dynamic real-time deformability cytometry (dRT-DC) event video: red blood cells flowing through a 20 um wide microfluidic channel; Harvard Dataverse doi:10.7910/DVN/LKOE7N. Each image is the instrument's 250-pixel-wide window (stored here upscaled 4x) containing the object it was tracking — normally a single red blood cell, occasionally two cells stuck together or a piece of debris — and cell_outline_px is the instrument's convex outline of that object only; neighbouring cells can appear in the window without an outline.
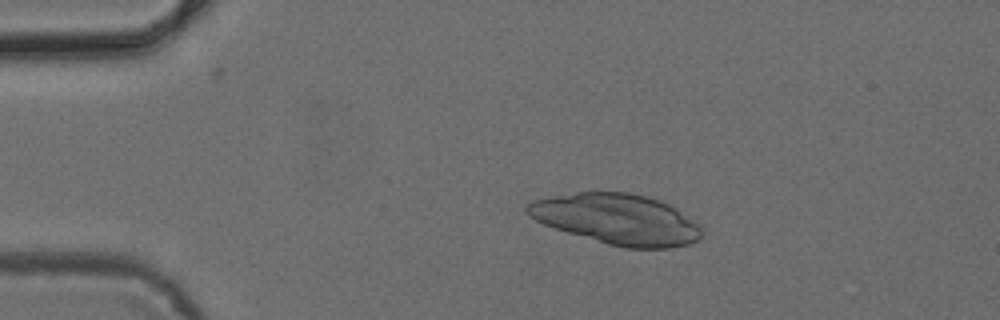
{"species": "common noctule bat (a hibernating species)", "species_latin": "Nyctalus noctula", "temperature_condition": "cold", "stored_images_in_passage": 15, "segment_of_instrument_passage": [1, 2], "camera_frame_rate_fps": 3000, "um_per_image_px": 0.085, "animal": {"sex": "female", "body_mass_g": 24.6, "forearm_length_mm": 56.2}, "frame": {"image": 1, "passage_image": 10, "time_ms": 3.0, "image_size_px": [1000, 320], "cell_outline_px": [[692, 240], [680, 244], [656, 248], [636, 248], [612, 244], [572, 232], [548, 224], [532, 216], [536, 216]], "centroid_in_image_um": [52.33, 19.95], "position_along_channel_um": 32.7, "area_um2": 12.66}}